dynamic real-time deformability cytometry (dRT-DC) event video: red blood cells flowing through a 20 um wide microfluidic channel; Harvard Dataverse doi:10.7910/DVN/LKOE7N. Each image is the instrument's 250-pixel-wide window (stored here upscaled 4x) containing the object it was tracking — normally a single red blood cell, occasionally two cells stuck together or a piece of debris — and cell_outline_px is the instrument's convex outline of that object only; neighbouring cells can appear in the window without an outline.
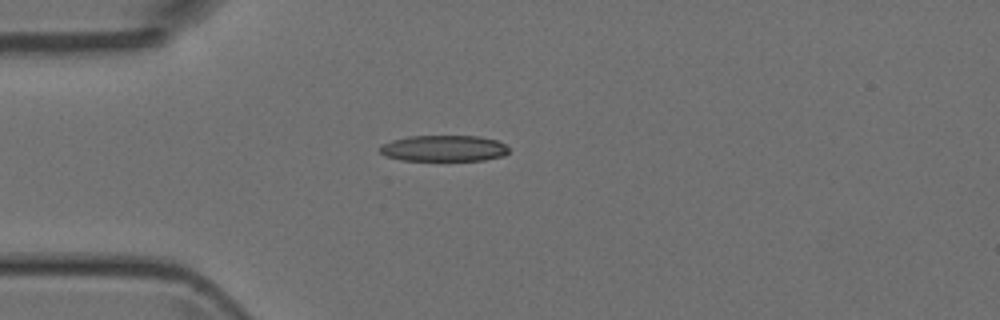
{"species": "Egyptian fruit bat (a non-hibernating species)", "species_latin": "Rousettus aegyptiacus", "temperature_condition": "room temperature", "stored_images_in_passage": 4, "camera_frame_rate_fps": 3000, "um_per_image_px": 0.085, "animal": {"sex": "female"}, "frame": {"image": 1, "passage_image": 4, "time_ms": 3.333, "image_size_px": [1000, 320], "cell_outline_px": [[508, 152], [504, 156], [484, 160], [400, 160], [384, 156], [380, 152], [380, 144], [392, 140], [408, 136], [480, 136], [496, 140], [504, 144], [508, 148]], "centroid_in_image_um": [37.7, 12.61], "position_along_channel_um": 47.3, "area_um2": 19.71}}